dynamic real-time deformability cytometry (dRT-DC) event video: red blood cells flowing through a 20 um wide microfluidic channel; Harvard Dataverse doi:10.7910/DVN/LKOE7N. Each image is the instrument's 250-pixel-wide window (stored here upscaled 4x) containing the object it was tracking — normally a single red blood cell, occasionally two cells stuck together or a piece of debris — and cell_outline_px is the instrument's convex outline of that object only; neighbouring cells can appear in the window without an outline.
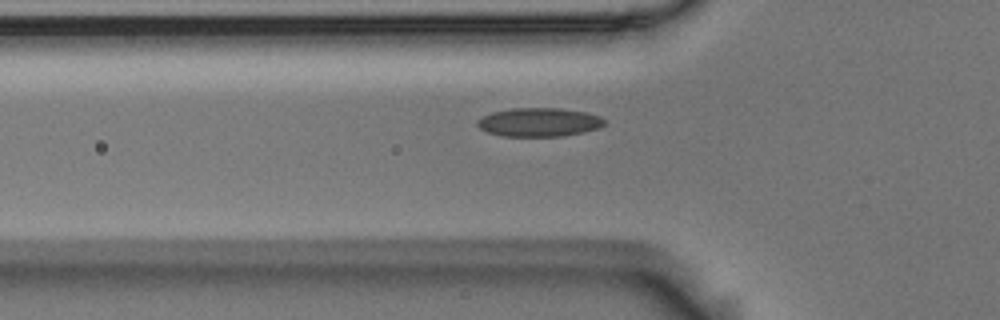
{"species": "Egyptian fruit bat (a non-hibernating species)", "species_latin": "Rousettus aegyptiacus", "temperature_condition": "room temperature", "stored_images_in_passage": 39, "camera_frame_rate_fps": 3000, "um_per_image_px": 0.085, "animal": {"sex": "male"}, "frame": {"image": 1, "passage_image": 2, "time_ms": 0.333, "image_size_px": [1000, 320], "cell_outline_px": [[604, 124], [596, 128], [584, 132], [560, 136], [500, 136], [488, 132], [480, 128], [476, 124], [476, 120], [492, 112], [512, 108], [560, 108], [584, 112], [600, 116], [604, 120]], "centroid_in_image_um": [45.78, 10.38], "position_along_channel_um": 80.0, "area_um2": 21.1}}
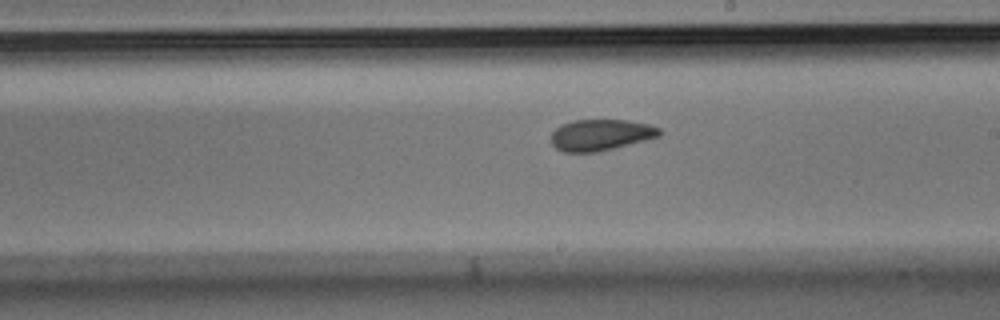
{"frame": {"image": 2, "passage_image": 15, "time_ms": 4.667, "image_size_px": [1000, 320], "cell_outline_px": [[664, 132], [660, 136], [600, 152], [564, 152], [556, 148], [552, 144], [552, 132], [560, 124], [572, 120], [628, 120], [648, 124], [660, 128]], "centroid_in_image_um": [51.07, 11.46], "position_along_channel_um": 237.9, "area_um2": 19.88}}
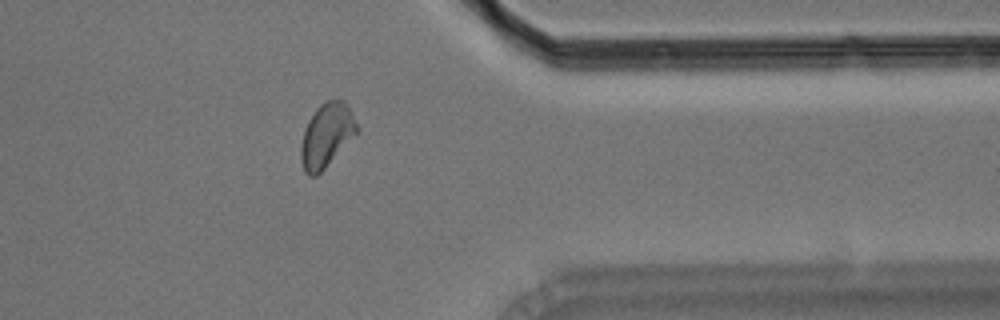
{"frame": {"image": 3, "passage_image": 28, "time_ms": 9.0, "image_size_px": [1000, 320], "cell_outline_px": [[360, 132], [316, 176], [308, 176], [304, 172], [300, 160], [300, 148], [304, 132], [308, 120], [316, 108], [320, 104], [328, 100], [344, 100], [348, 104], [360, 128]], "centroid_in_image_um": [27.79, 11.49], "position_along_channel_um": 383.6, "area_um2": 21.15}, "authors_computed_cell_mechanics": {"area_um2": 20.1722, "velocity_mm_per_s": 3.6261, "shape_relaxation_time_tau1_ms": 7.3422, "shape_relaxation_time_tau2_ms": 2.1897, "deformation_change_tau1": 0.1367, "deformation_change_tau2": 0.0708}}